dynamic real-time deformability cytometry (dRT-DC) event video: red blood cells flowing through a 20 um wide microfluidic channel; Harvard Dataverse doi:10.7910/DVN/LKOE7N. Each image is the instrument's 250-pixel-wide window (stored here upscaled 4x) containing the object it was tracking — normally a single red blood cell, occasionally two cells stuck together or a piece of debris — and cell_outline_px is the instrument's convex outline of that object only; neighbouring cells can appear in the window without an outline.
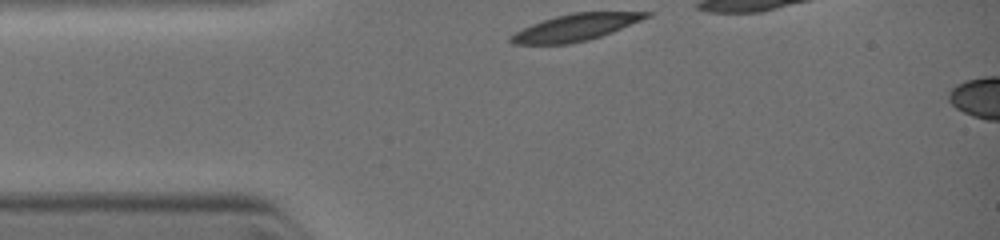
{"species": "common noctule bat (a hibernating species)", "species_latin": "Nyctalus noctula", "temperature_condition": "warm", "stored_images_in_passage": 3, "camera_frame_rate_fps": 3000, "um_per_image_px": 0.085, "animal": {"sex": "female", "body_mass_g": 19.0, "forearm_length_mm": 51.5}, "frame": {"image": 1, "passage_image": 1, "time_ms": 0.0, "image_size_px": [1000, 240], "cell_outline_px": [[656, 12], [652, 16], [612, 32], [588, 40], [568, 44], [512, 44], [508, 40], [508, 36], [532, 24], [556, 16], [572, 12]], "centroid_in_image_um": [48.94, 2.33], "position_along_channel_um": 36.1, "area_um2": 21.1}}